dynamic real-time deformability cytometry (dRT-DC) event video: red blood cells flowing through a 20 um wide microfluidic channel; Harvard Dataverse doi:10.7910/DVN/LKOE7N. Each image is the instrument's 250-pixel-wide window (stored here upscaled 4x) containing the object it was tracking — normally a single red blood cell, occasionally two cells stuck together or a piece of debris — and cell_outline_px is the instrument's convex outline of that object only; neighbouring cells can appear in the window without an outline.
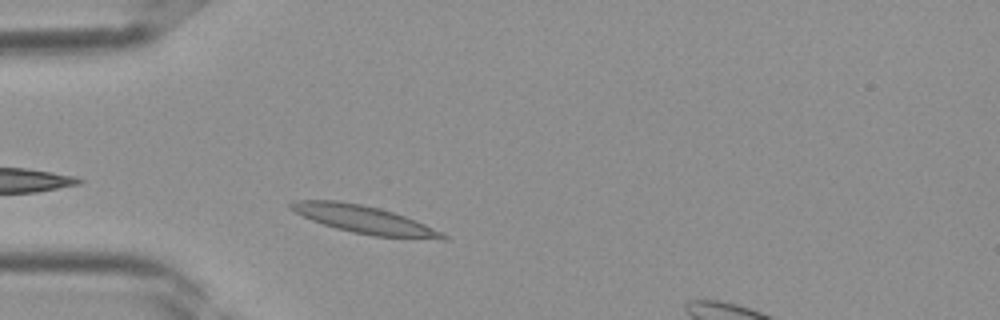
{"species": "Egyptian fruit bat (a non-hibernating species)", "species_latin": "Rousettus aegyptiacus", "temperature_condition": "room temperature", "stored_images_in_passage": 33, "camera_frame_rate_fps": 3000, "um_per_image_px": 0.085, "frame": {"image": 1, "passage_image": 4, "time_ms": 1.0, "image_size_px": [1000, 320], "cell_outline_px": [[448, 240], [440, 240], [372, 236], [352, 232], [336, 228], [312, 220], [288, 208], [288, 204], [296, 200], [336, 200], [360, 204], [380, 208], [416, 220], [448, 236]], "centroid_in_image_um": [30.98, 18.67], "position_along_channel_um": 54.0, "area_um2": 24.51}}
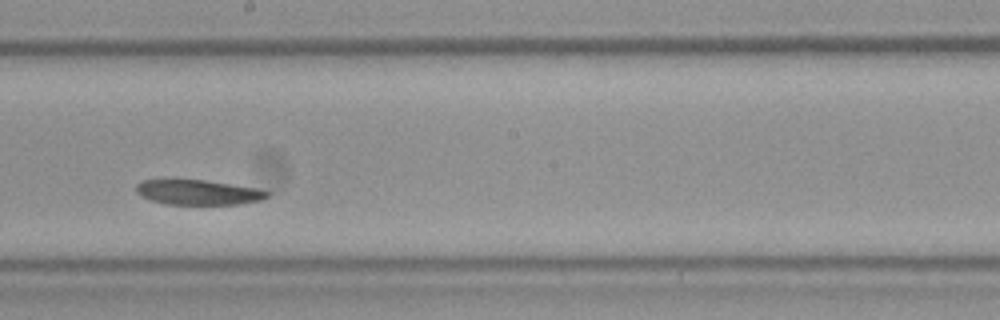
{"frame": {"image": 2, "passage_image": 15, "time_ms": 4.667, "image_size_px": [1000, 320], "cell_outline_px": [[268, 196], [260, 200], [240, 204], [168, 204], [152, 200], [140, 196], [136, 192], [136, 184], [140, 180], [168, 176], [204, 180], [260, 188], [268, 192]], "centroid_in_image_um": [16.73, 16.29], "position_along_channel_um": 231.5, "area_um2": 19.88}}
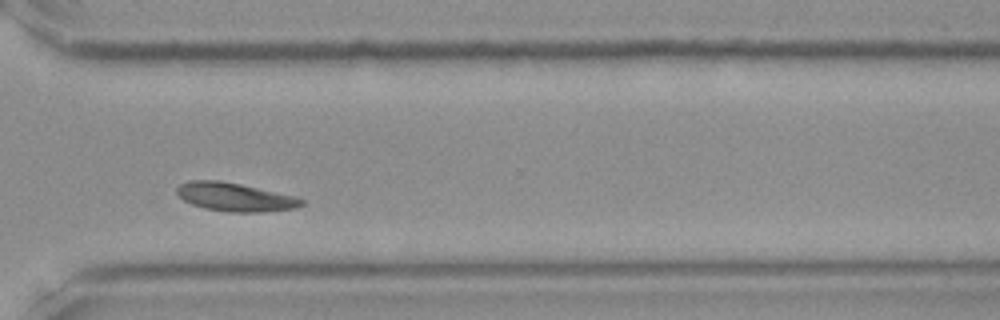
{"frame": {"image": 3, "passage_image": 22, "time_ms": 7.0, "image_size_px": [1000, 320], "cell_outline_px": [[304, 204], [296, 208], [260, 212], [228, 212], [204, 208], [192, 204], [184, 200], [176, 192], [176, 188], [180, 184], [188, 180], [220, 180], [240, 184], [296, 196], [304, 200]], "centroid_in_image_um": [19.97, 16.74], "position_along_channel_um": 350.6, "area_um2": 20.69}}